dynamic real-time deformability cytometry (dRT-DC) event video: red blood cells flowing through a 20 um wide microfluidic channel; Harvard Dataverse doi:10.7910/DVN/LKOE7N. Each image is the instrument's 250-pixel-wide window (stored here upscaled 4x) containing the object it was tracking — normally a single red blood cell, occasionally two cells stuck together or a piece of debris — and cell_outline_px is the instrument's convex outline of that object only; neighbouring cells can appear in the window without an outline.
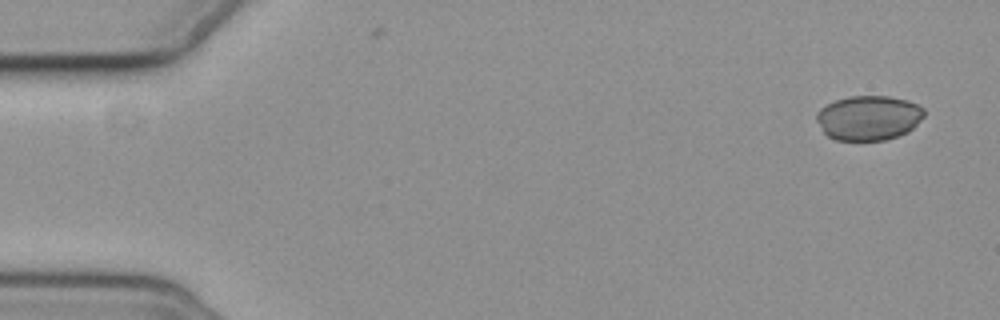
{"species": "common noctule bat (a hibernating species)", "species_latin": "Nyctalus noctula", "temperature_condition": "cold", "stored_images_in_passage": 4, "camera_frame_rate_fps": 3000, "um_per_image_px": 0.085, "animal": {"sex": "female", "body_mass_g": 19.3, "forearm_length_mm": 54.1}, "frame": {"image": 1, "passage_image": 1, "time_ms": 0.0, "image_size_px": [1000, 320], "cell_outline_px": [[924, 116], [908, 132], [884, 140], [836, 140], [828, 136], [824, 132], [816, 120], [816, 112], [820, 108], [836, 100], [848, 96], [888, 96], [908, 100], [924, 108]], "centroid_in_image_um": [73.82, 10.01], "position_along_channel_um": 11.2, "area_um2": 27.98}}